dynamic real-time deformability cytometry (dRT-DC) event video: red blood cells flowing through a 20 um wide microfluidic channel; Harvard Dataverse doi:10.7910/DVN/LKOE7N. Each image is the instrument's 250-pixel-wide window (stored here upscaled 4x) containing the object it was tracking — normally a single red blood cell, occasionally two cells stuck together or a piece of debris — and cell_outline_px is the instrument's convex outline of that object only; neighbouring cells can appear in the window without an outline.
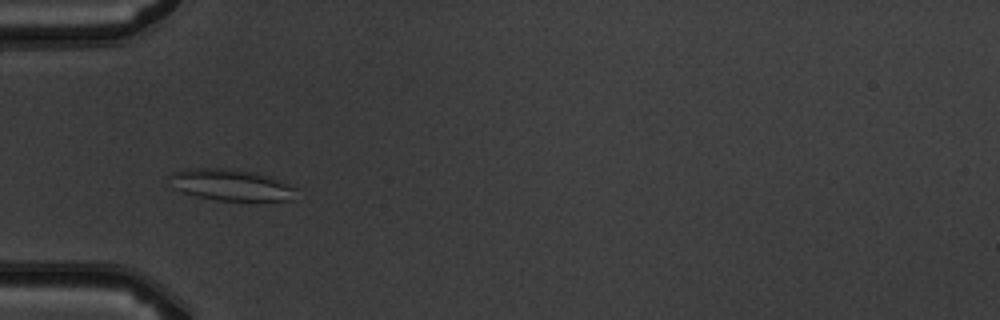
{"species": "common noctule bat (a hibernating species)", "species_latin": "Nyctalus noctula", "temperature_condition": "warm", "stored_images_in_passage": 5, "camera_frame_rate_fps": 3000, "um_per_image_px": 0.085, "animal": {"sex": "male", "body_mass_g": 19.5, "forearm_length_mm": 54.6}, "frame": {"image": 1, "passage_image": 3, "time_ms": 2.333, "image_size_px": [1000, 320], "cell_outline_px": [[296, 200], [216, 200], [184, 192], [172, 188], [168, 176], [172, 172], [192, 168], [224, 168], [252, 172], [272, 176], [296, 188]], "centroid_in_image_um": [19.64, 15.71], "position_along_channel_um": 65.4, "area_um2": 23.12}}
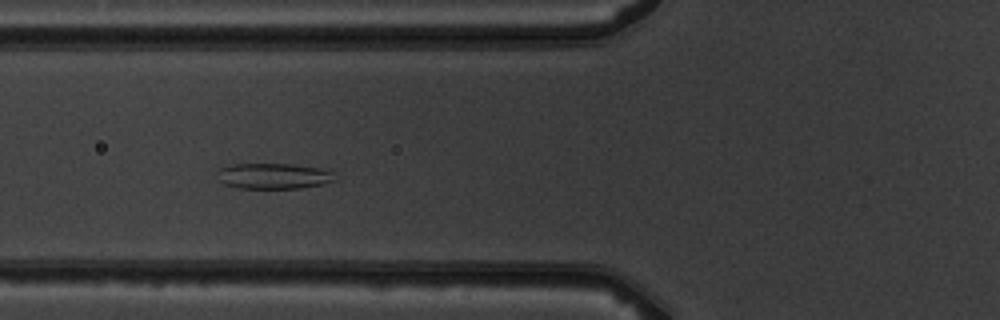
{"frame": {"image": 2, "passage_image": 4, "time_ms": 3.333, "image_size_px": [1000, 320], "cell_outline_px": [[336, 180], [324, 184], [300, 188], [240, 188], [224, 184], [220, 180], [216, 172], [220, 168], [232, 164], [292, 164], [320, 168], [332, 172]], "centroid_in_image_um": [23.25, 14.96], "position_along_channel_um": 102.5, "area_um2": 17.57}}